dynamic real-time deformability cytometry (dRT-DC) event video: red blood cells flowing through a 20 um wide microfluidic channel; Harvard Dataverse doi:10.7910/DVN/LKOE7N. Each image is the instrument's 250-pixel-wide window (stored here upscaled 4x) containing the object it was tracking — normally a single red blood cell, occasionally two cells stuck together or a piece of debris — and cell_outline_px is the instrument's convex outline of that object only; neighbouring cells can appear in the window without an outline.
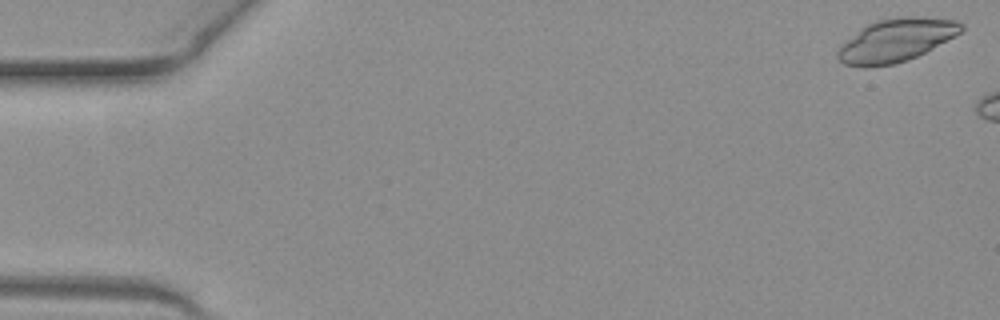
{"species": "common noctule bat (a hibernating species)", "species_latin": "Nyctalus noctula", "temperature_condition": "warm", "stored_images_in_passage": 6, "camera_frame_rate_fps": 3000, "um_per_image_px": 0.085, "animal": {"sex": "female", "body_mass_g": 19.3, "forearm_length_mm": 54.1}, "frame": {"image": 1, "passage_image": 1, "time_ms": 0.0, "image_size_px": [1000, 320], "cell_outline_px": [[964, 28], [956, 36], [908, 60], [896, 64], [864, 68], [844, 64], [836, 56], [836, 52], [848, 40], [868, 24], [876, 20], [896, 16], [916, 16], [956, 20], [964, 24]], "centroid_in_image_um": [76.2, 3.42], "position_along_channel_um": 8.8, "area_um2": 30.87}}